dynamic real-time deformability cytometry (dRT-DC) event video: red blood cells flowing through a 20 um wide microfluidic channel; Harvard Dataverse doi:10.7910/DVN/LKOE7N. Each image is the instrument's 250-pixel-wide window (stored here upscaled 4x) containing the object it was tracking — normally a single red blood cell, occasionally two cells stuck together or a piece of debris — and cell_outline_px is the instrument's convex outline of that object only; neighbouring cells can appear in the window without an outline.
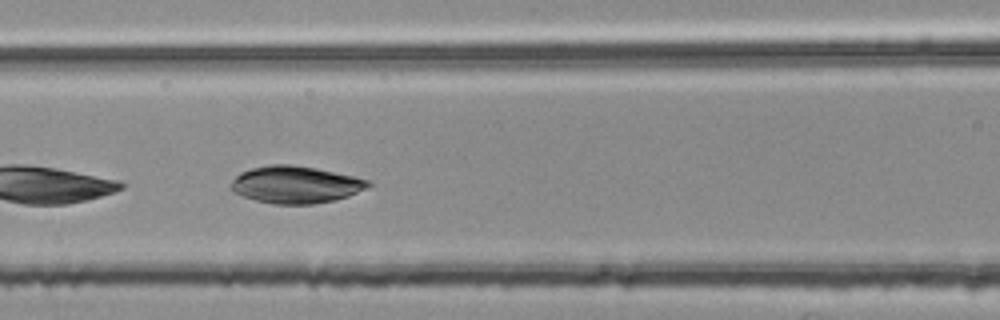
{"species": "common noctule bat (a hibernating species)", "species_latin": "Nyctalus noctula", "temperature_condition": "room temperature", "stored_images_in_passage": 29, "camera_frame_rate_fps": 3000, "um_per_image_px": 0.085, "animal": {"sex": "female", "body_mass_g": 25.1}, "frame": {"image": 1, "passage_image": 22, "time_ms": 7.0, "image_size_px": [1000, 320], "cell_outline_px": [[372, 184], [368, 188], [348, 196], [336, 200], [312, 204], [272, 204], [256, 200], [244, 196], [228, 188], [228, 184], [240, 172], [252, 168], [268, 164], [292, 164], [316, 168], [352, 176], [368, 180]], "centroid_in_image_um": [25.1, 15.69], "position_along_channel_um": 141.5, "area_um2": 29.82}}